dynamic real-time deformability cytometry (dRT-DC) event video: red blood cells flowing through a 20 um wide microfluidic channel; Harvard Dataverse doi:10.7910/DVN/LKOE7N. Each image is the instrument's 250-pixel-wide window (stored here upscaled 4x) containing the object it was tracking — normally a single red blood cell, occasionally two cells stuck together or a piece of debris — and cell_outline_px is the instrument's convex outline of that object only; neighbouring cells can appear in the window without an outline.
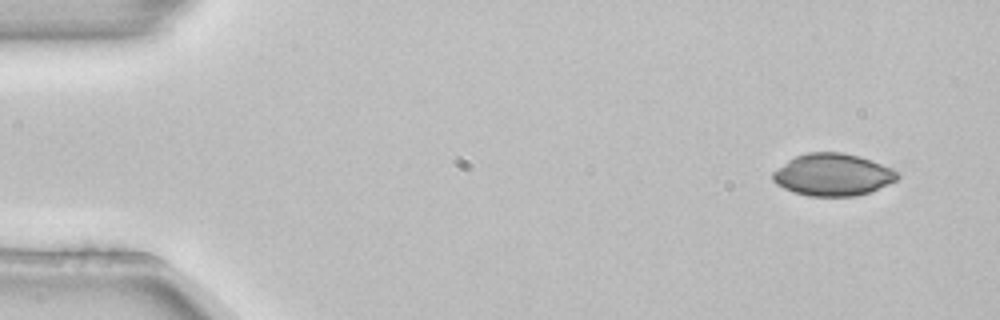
{"species": "common noctule bat (a hibernating species)", "species_latin": "Nyctalus noctula", "temperature_condition": "room temperature", "stored_images_in_passage": 4, "camera_frame_rate_fps": 3000, "um_per_image_px": 0.085, "animal": {"sex": "female", "body_mass_g": 22.7, "forearm_length_mm": 54.2}, "frame": {"image": 1, "passage_image": 1, "time_ms": 0.0, "image_size_px": [1000, 320], "cell_outline_px": [[900, 176], [896, 180], [872, 192], [856, 196], [808, 196], [792, 192], [776, 184], [772, 180], [772, 172], [788, 160], [796, 156], [808, 152], [840, 152], [860, 156], [872, 160], [892, 168], [900, 172]], "centroid_in_image_um": [70.8, 14.85], "position_along_channel_um": 14.2, "area_um2": 30.92}}
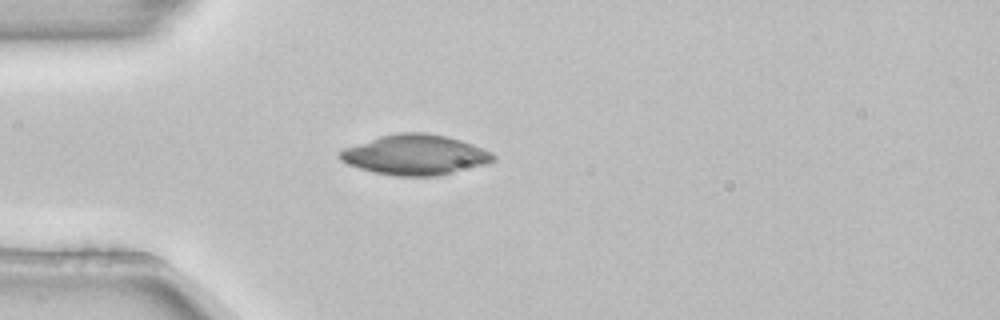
{"frame": {"image": 2, "passage_image": 4, "time_ms": 1.0, "image_size_px": [1000, 320], "cell_outline_px": [[496, 160], [484, 164], [436, 176], [396, 176], [372, 172], [348, 164], [340, 160], [336, 156], [336, 152], [344, 148], [380, 136], [396, 132], [424, 132], [448, 136], [472, 144], [492, 152], [496, 156]], "centroid_in_image_um": [35.25, 13.15], "position_along_channel_um": 49.8, "area_um2": 35.95}}